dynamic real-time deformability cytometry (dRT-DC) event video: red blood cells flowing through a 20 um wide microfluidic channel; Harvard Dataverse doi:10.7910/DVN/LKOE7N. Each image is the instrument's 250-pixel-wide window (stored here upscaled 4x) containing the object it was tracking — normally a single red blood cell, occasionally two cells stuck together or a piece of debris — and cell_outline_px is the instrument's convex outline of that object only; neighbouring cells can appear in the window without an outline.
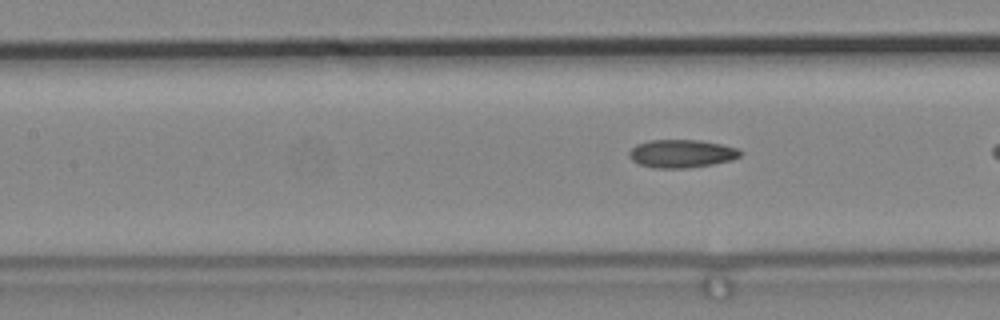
{"species": "common noctule bat (a hibernating species)", "species_latin": "Nyctalus noctula", "temperature_condition": "cold", "stored_images_in_passage": 9, "segment_of_instrument_passage": [2, 2], "camera_frame_rate_fps": 3000, "um_per_image_px": 0.085, "animal": {"sex": "male", "body_mass_g": 19.2, "forearm_length_mm": 51.8}, "frame": {"image": 1, "passage_image": 9, "time_ms": 2.667, "image_size_px": [1000, 320], "cell_outline_px": [[744, 152], [740, 156], [732, 160], [712, 164], [688, 168], [656, 168], [640, 164], [632, 160], [628, 156], [628, 152], [636, 144], [648, 140], [700, 140], [720, 144], [736, 148]], "centroid_in_image_um": [57.92, 13.05], "position_along_channel_um": 149.5, "area_um2": 18.21}}